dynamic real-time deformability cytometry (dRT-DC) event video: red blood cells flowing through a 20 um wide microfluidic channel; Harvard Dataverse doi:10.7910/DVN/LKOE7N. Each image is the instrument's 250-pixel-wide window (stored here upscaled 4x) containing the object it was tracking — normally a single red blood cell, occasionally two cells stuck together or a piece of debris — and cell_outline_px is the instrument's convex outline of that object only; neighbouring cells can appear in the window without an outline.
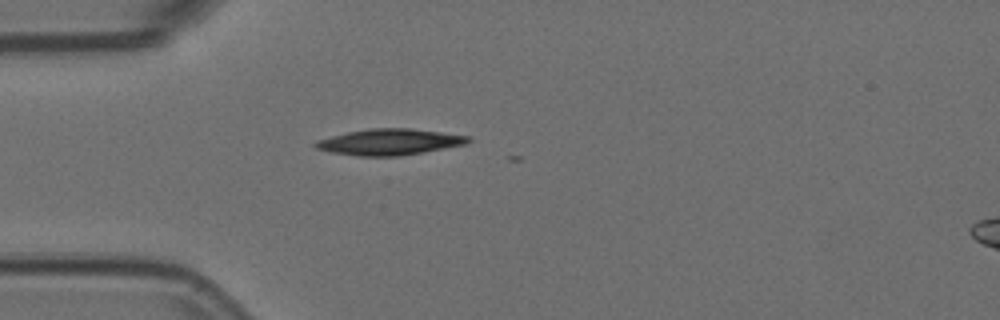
{"species": "Egyptian fruit bat (a non-hibernating species)", "species_latin": "Rousettus aegyptiacus", "temperature_condition": "room temperature", "stored_images_in_passage": 2, "camera_frame_rate_fps": 3000, "um_per_image_px": 0.085, "animal": {"sex": "female"}, "frame": {"image": 1, "passage_image": 2, "time_ms": 0.333, "image_size_px": [1000, 320], "cell_outline_px": [[472, 140], [464, 144], [424, 152], [400, 156], [360, 156], [332, 152], [316, 148], [312, 144], [316, 140], [348, 132], [368, 128], [412, 128], [472, 136]], "centroid_in_image_um": [33.13, 12.06], "position_along_channel_um": 51.9, "area_um2": 23.24}}